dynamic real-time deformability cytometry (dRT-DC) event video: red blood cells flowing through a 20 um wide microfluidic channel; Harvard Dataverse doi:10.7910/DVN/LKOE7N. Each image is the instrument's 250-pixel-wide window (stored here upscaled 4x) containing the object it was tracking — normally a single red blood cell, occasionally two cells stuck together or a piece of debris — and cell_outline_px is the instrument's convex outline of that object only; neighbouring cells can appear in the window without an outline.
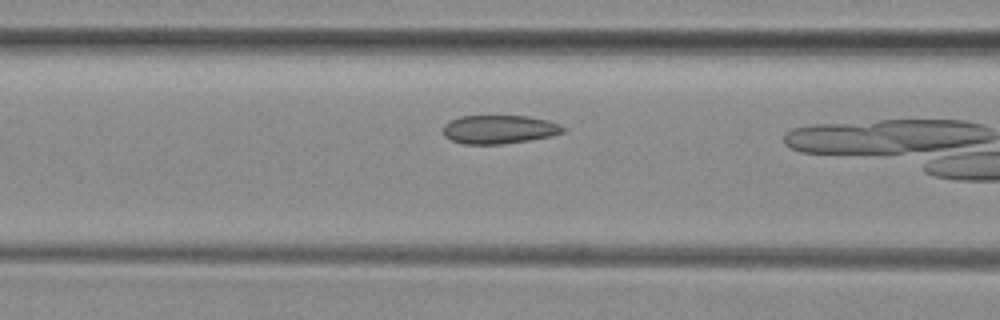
{"species": "common noctule bat (a hibernating species)", "species_latin": "Nyctalus noctula", "temperature_condition": "room temperature", "stored_images_in_passage": 10, "camera_frame_rate_fps": 3000, "um_per_image_px": 0.085, "animal": {"sex": "female", "body_mass_g": 29.2, "forearm_length_mm": 56.3}, "frame": {"image": 1, "passage_image": 9, "time_ms": 2.667, "image_size_px": [1000, 320], "cell_outline_px": [[564, 132], [548, 136], [528, 140], [500, 144], [464, 144], [452, 140], [444, 136], [444, 124], [460, 116], [528, 116], [548, 120], [560, 124], [564, 128]], "centroid_in_image_um": [42.42, 10.99], "position_along_channel_um": 124.2, "area_um2": 19.77}}